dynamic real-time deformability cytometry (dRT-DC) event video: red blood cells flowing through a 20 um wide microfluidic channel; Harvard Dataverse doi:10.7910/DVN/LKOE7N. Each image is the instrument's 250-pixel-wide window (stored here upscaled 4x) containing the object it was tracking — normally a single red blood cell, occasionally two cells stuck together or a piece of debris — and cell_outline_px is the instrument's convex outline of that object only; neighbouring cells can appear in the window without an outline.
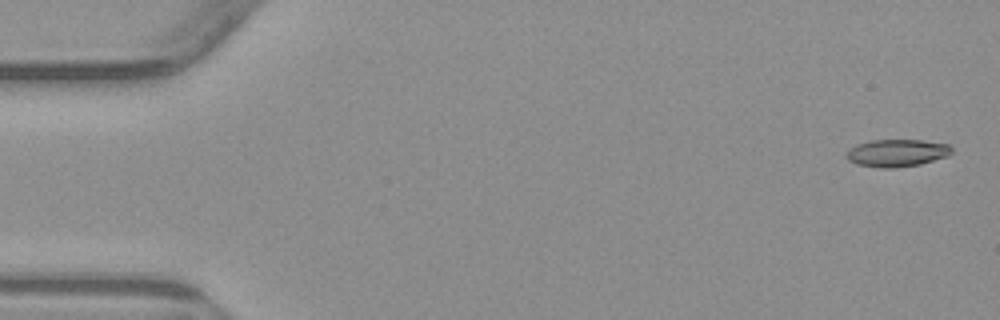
{"species": "common noctule bat (a hibernating species)", "species_latin": "Nyctalus noctula", "temperature_condition": "warm", "stored_images_in_passage": 5, "camera_frame_rate_fps": 3000, "um_per_image_px": 0.085, "animal": {"sex": "male", "body_mass_g": 23.1, "forearm_length_mm": 52.7}, "frame": {"image": 1, "passage_image": 1, "time_ms": 0.0, "image_size_px": [1000, 320], "cell_outline_px": [[952, 152], [948, 156], [920, 164], [892, 168], [880, 168], [856, 164], [848, 160], [848, 152], [856, 144], [868, 140], [920, 140], [948, 144], [952, 148]], "centroid_in_image_um": [76.25, 13.0], "position_along_channel_um": 8.7, "area_um2": 16.7}}
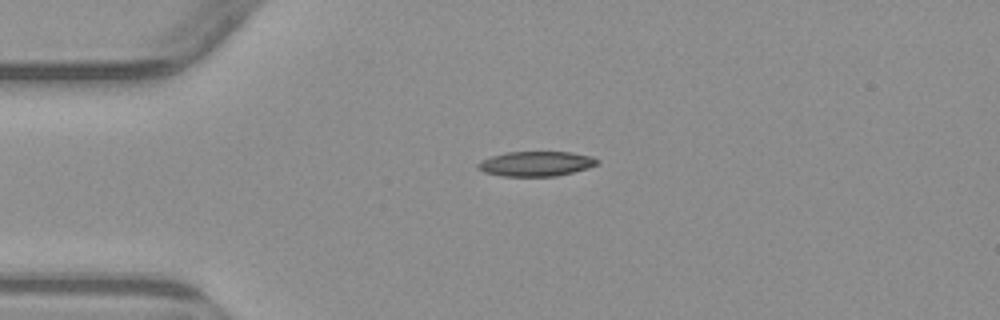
{"frame": {"image": 2, "passage_image": 4, "time_ms": 3.667, "image_size_px": [1000, 320], "cell_outline_px": [[600, 164], [588, 168], [556, 176], [500, 176], [484, 172], [476, 168], [476, 164], [480, 160], [492, 156], [508, 152], [572, 152], [592, 156], [600, 160]], "centroid_in_image_um": [45.57, 13.92], "position_along_channel_um": 39.4, "area_um2": 17.46}}
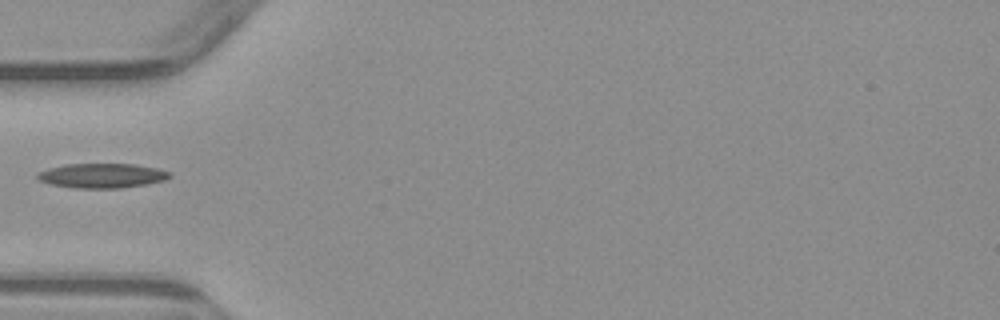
{"frame": {"image": 3, "passage_image": 5, "time_ms": 5.333, "image_size_px": [1000, 320], "cell_outline_px": [[172, 176], [164, 180], [148, 184], [120, 188], [72, 188], [52, 184], [36, 180], [36, 172], [48, 168], [68, 164], [136, 164], [156, 168], [172, 172]], "centroid_in_image_um": [8.66, 14.93], "position_along_channel_um": 76.3, "area_um2": 19.13}}